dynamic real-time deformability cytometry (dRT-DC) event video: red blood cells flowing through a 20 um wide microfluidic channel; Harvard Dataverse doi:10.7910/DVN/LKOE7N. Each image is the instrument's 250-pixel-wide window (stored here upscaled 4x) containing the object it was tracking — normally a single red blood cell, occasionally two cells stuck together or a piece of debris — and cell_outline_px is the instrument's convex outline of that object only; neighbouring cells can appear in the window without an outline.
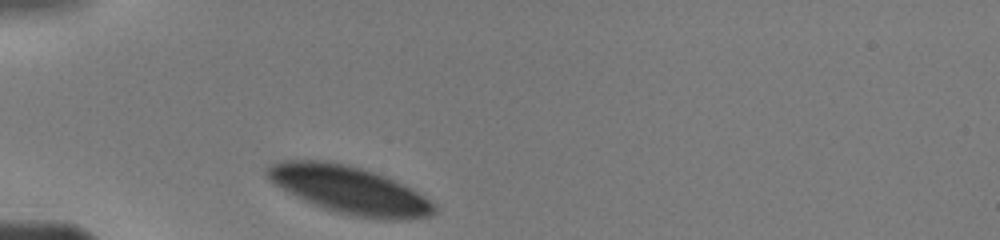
{"species": "human", "species_latin": "Homo sapiens", "temperature_condition": "warm", "stored_images_in_passage": 4, "camera_frame_rate_fps": 3000, "um_per_image_px": 0.085, "donor": {"sex": "male"}, "frame": {"image": 1, "passage_image": 1, "time_ms": 0.0, "image_size_px": [1000, 240], "cell_outline_px": [[436, 212], [428, 216], [412, 220], [380, 220], [352, 216], [336, 212], [312, 204], [280, 188], [268, 176], [268, 168], [272, 164], [280, 160], [328, 160], [348, 164], [384, 176], [404, 184], [412, 188], [436, 204]], "centroid_in_image_um": [29.77, 16.16], "position_along_channel_um": 55.2, "area_um2": 46.41}}